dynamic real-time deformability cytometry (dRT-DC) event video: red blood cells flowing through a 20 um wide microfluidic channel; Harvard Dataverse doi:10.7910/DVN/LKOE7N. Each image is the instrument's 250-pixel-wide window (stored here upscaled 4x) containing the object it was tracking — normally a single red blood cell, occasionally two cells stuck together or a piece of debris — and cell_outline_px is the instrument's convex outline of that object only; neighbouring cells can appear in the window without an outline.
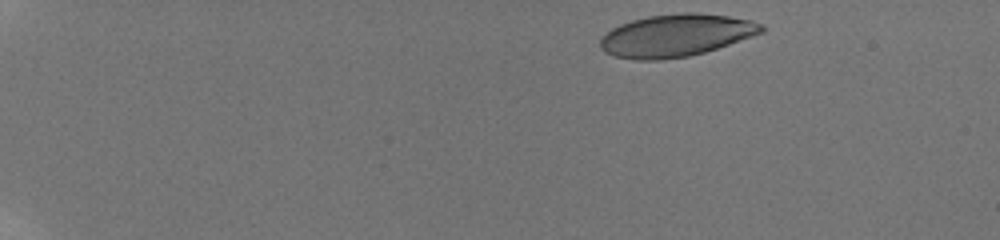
{"species": "human", "species_latin": "Homo sapiens", "temperature_condition": "room temperature", "stored_images_in_passage": 20, "camera_frame_rate_fps": 3000, "um_per_image_px": 0.085, "donor": {"sex": "male"}, "frame": {"image": 1, "passage_image": 1, "time_ms": 0.0, "image_size_px": [1000, 240], "cell_outline_px": [[764, 32], [704, 52], [688, 56], [660, 60], [636, 60], [616, 56], [604, 52], [600, 48], [600, 36], [612, 28], [620, 24], [632, 20], [648, 16], [680, 12], [696, 12], [728, 16], [752, 20], [764, 24]], "centroid_in_image_um": [57.44, 3.0], "position_along_channel_um": 27.6, "area_um2": 39.94}}
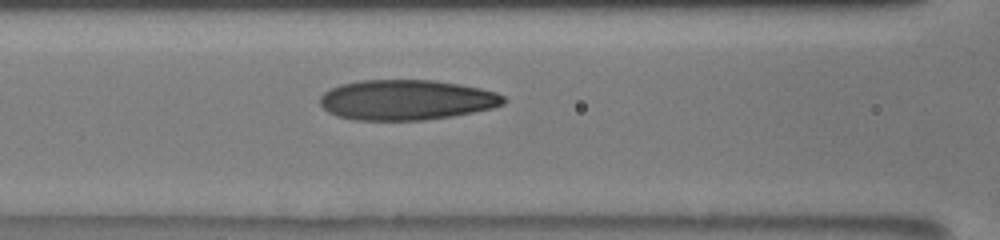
{"frame": {"image": 2, "passage_image": 12, "time_ms": 6.333, "image_size_px": [1000, 240], "cell_outline_px": [[508, 100], [504, 104], [492, 108], [452, 116], [424, 120], [356, 120], [336, 116], [328, 112], [320, 104], [320, 96], [324, 92], [340, 84], [360, 80], [436, 80], [460, 84], [480, 88], [496, 92], [504, 96]], "centroid_in_image_um": [34.55, 8.49], "position_along_channel_um": 132.0, "area_um2": 43.23}}
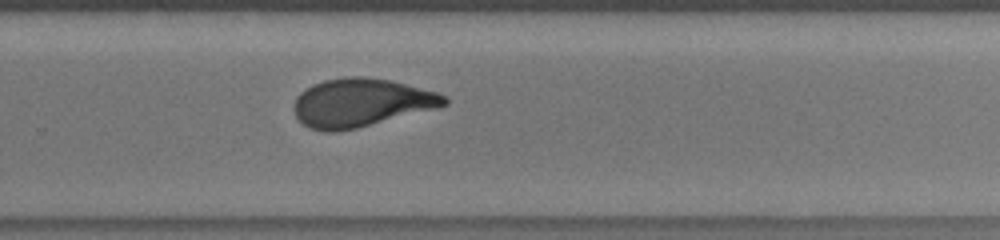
{"frame": {"image": 3, "passage_image": 20, "time_ms": 10.667, "image_size_px": [1000, 240], "cell_outline_px": [[448, 104], [436, 108], [356, 128], [336, 132], [328, 132], [308, 128], [296, 116], [296, 96], [300, 92], [312, 84], [324, 80], [348, 76], [368, 76], [392, 80], [440, 92], [448, 96]], "centroid_in_image_um": [30.73, 8.7], "position_along_channel_um": 299.1, "area_um2": 42.43}}